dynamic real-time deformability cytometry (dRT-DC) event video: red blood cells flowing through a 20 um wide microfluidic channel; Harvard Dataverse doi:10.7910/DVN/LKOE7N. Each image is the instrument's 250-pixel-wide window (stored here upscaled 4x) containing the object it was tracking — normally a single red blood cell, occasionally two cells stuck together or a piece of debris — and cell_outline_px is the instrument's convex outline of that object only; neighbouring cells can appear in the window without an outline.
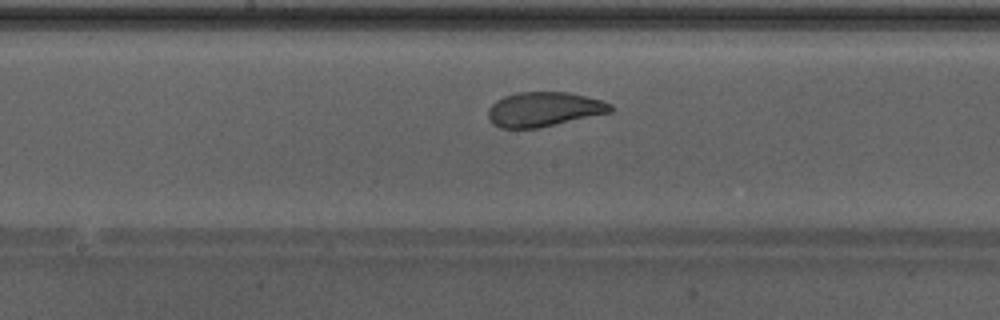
{"species": "Egyptian fruit bat (a non-hibernating species)", "species_latin": "Rousettus aegyptiacus", "temperature_condition": "warm", "stored_images_in_passage": 42, "camera_frame_rate_fps": 3000, "um_per_image_px": 0.085, "animal": {"sex": "male"}, "frame": {"image": 1, "passage_image": 19, "time_ms": 6.0, "image_size_px": [1000, 320], "cell_outline_px": [[612, 112], [540, 128], [500, 128], [492, 124], [488, 116], [488, 108], [496, 100], [504, 96], [516, 92], [568, 92], [600, 100], [612, 104]], "centroid_in_image_um": [46.21, 9.29], "position_along_channel_um": 202.0, "area_um2": 24.74}}
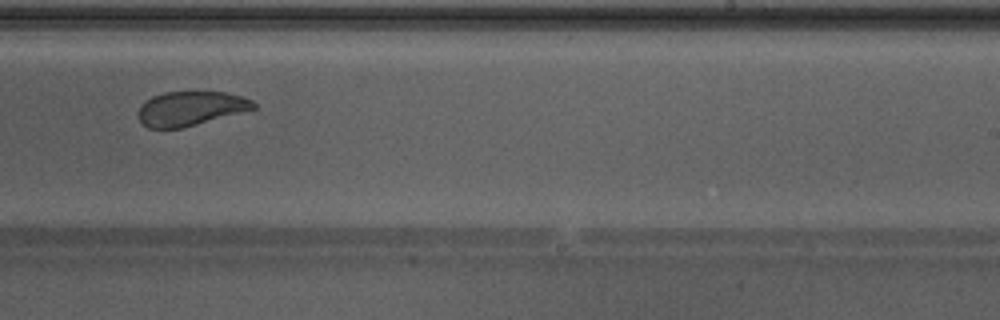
{"frame": {"image": 2, "passage_image": 24, "time_ms": 7.667, "image_size_px": [1000, 320], "cell_outline_px": [[256, 108], [184, 128], [148, 128], [140, 124], [136, 116], [136, 112], [152, 96], [164, 92], [224, 92], [240, 96], [252, 100], [256, 104]], "centroid_in_image_um": [16.15, 9.24], "position_along_channel_um": 272.8, "area_um2": 23.06}, "authors_computed_cell_mechanics": {"area_um2": 26.0389, "velocity_mm_per_s": 4.2651, "shape_relaxation_time_tau1_ms": 2.4243, "shape_relaxation_time_tau2_ms": 0.933, "deformation_change_tau1": 0.0931, "deformation_change_tau2": 0.0498}}